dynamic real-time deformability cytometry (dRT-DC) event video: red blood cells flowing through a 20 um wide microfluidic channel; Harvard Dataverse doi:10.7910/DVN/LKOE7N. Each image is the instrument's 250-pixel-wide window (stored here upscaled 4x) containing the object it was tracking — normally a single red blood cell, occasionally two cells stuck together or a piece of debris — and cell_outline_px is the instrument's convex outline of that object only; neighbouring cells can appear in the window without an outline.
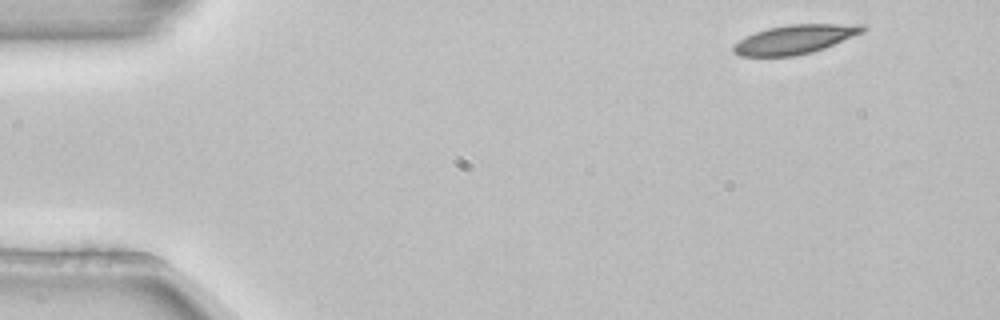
{"species": "common noctule bat (a hibernating species)", "species_latin": "Nyctalus noctula", "temperature_condition": "room temperature", "stored_images_in_passage": 5, "segment_of_instrument_passage": [2, 2], "camera_frame_rate_fps": 3000, "um_per_image_px": 0.085, "animal": {"sex": "female", "body_mass_g": 22.7, "forearm_length_mm": 54.2}, "frame": {"image": 1, "passage_image": 5, "time_ms": 1.333, "image_size_px": [1000, 320], "cell_outline_px": [[864, 32], [824, 48], [812, 52], [792, 56], [740, 56], [732, 52], [732, 44], [756, 32], [768, 28], [788, 24], [864, 24]], "centroid_in_image_um": [67.55, 3.34], "position_along_channel_um": 17.5, "area_um2": 21.73}}